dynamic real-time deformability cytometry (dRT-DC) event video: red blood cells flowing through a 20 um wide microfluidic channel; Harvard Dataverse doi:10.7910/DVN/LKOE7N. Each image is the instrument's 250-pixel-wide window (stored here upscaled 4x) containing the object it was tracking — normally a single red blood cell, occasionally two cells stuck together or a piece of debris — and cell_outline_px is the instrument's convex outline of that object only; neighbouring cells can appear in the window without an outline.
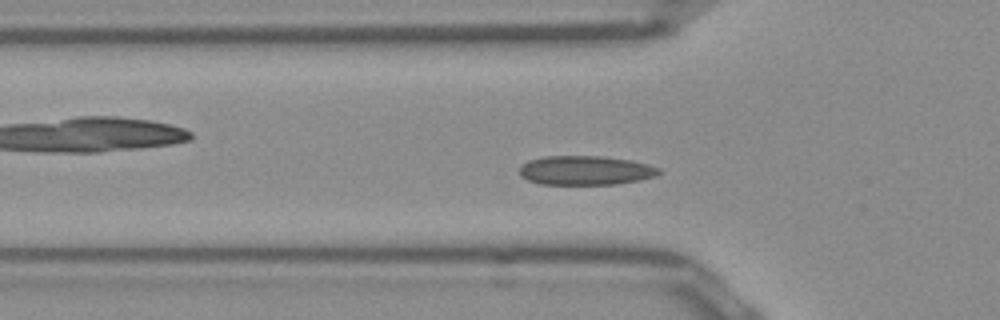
{"species": "Egyptian fruit bat (a non-hibernating species)", "species_latin": "Rousettus aegyptiacus", "temperature_condition": "room temperature", "stored_images_in_passage": 49, "camera_frame_rate_fps": 3000, "um_per_image_px": 0.085, "frame": {"image": 1, "passage_image": 13, "time_ms": 4.0, "image_size_px": [1000, 320], "cell_outline_px": [[660, 172], [656, 176], [640, 180], [616, 184], [540, 184], [528, 180], [520, 176], [520, 168], [528, 160], [544, 156], [600, 156], [628, 160], [648, 164], [660, 168]], "centroid_in_image_um": [49.76, 14.48], "position_along_channel_um": 76.0, "area_um2": 23.64}}
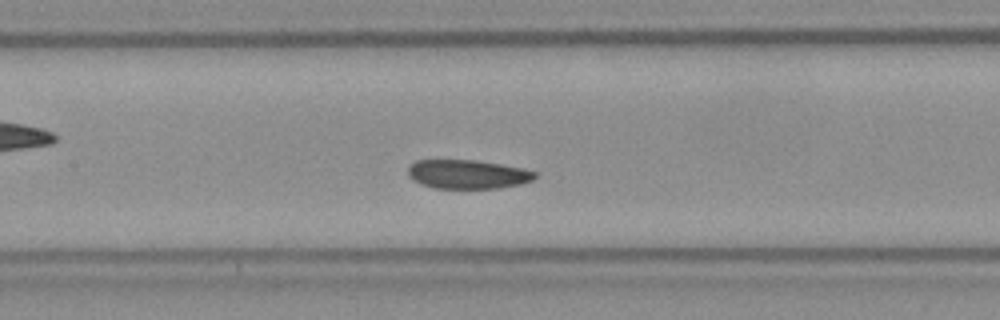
{"frame": {"image": 2, "passage_image": 20, "time_ms": 6.333, "image_size_px": [1000, 320], "cell_outline_px": [[536, 176], [532, 180], [520, 184], [496, 188], [432, 188], [420, 184], [412, 180], [408, 176], [408, 164], [416, 160], [476, 160], [524, 168], [536, 172]], "centroid_in_image_um": [39.69, 14.8], "position_along_channel_um": 167.7, "area_um2": 21.56}}
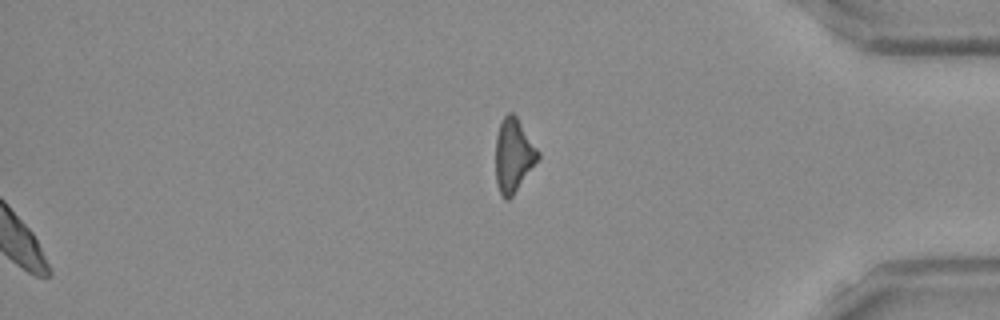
{"frame": {"image": 3, "passage_image": 49, "time_ms": 16.0, "image_size_px": [1000, 320], "cell_outline_px": [[540, 160], [512, 196], [508, 200], [504, 200], [500, 196], [496, 184], [496, 136], [500, 124], [504, 116], [508, 112], [512, 112], [516, 116], [540, 152]], "centroid_in_image_um": [43.66, 13.24], "position_along_channel_um": 391.5, "area_um2": 18.44}, "authors_computed_cell_mechanics": {"area_um2": 22.3108, "velocity_mm_per_s": 3.8908, "shape_relaxation_time_tau1_ms": 10.3405, "shape_relaxation_time_tau2_ms": 4.1215, "deformation_change_tau1": 0.1261, "deformation_change_tau2": 0.0494}}